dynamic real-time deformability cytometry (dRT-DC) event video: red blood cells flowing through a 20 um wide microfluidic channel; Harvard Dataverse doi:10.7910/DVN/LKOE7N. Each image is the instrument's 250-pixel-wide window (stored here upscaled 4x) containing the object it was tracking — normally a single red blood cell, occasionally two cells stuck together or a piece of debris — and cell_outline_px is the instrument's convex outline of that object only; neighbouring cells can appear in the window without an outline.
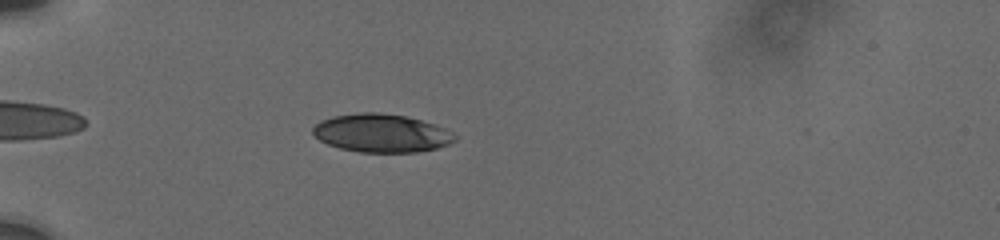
{"species": "human", "species_latin": "Homo sapiens", "temperature_condition": "cold", "stored_images_in_passage": 67, "camera_frame_rate_fps": 3000, "um_per_image_px": 0.085, "donor": {"sex": "male"}, "frame": {"image": 1, "passage_image": 9, "time_ms": 2.0, "image_size_px": [1000, 240], "cell_outline_px": [[456, 140], [448, 144], [436, 148], [416, 152], [360, 152], [340, 148], [328, 144], [320, 140], [312, 132], [312, 128], [320, 120], [332, 116], [360, 112], [380, 112], [404, 116], [420, 120], [444, 128], [452, 132], [456, 136]], "centroid_in_image_um": [32.4, 11.31], "position_along_channel_um": 52.6, "area_um2": 31.5}}
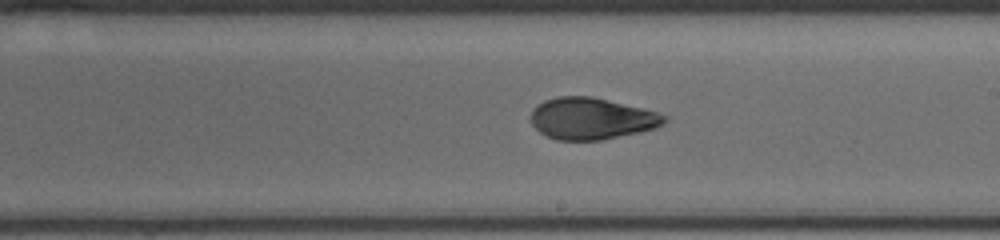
{"frame": {"image": 2, "passage_image": 38, "time_ms": 7.667, "image_size_px": [1000, 240], "cell_outline_px": [[668, 120], [664, 124], [656, 128], [640, 132], [600, 140], [556, 140], [540, 132], [532, 124], [532, 108], [536, 104], [544, 100], [556, 96], [592, 96], [656, 112], [668, 116]], "centroid_in_image_um": [50.27, 10.07], "position_along_channel_um": 238.7, "area_um2": 32.37}}
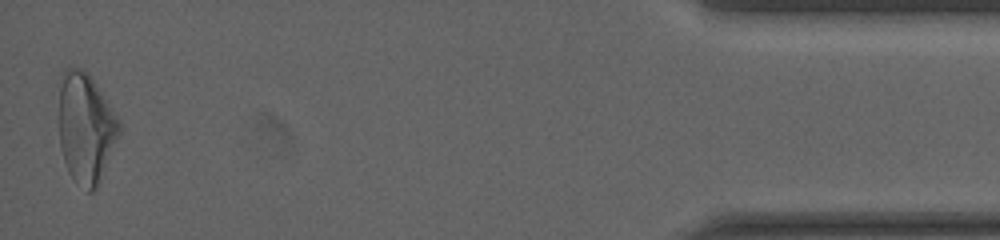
{"frame": {"image": 3, "passage_image": 67, "time_ms": 14.667, "image_size_px": [1000, 240], "cell_outline_px": [[120, 136], [96, 188], [92, 192], [88, 192], [76, 184], [68, 172], [60, 148], [60, 76], [64, 68], [68, 64], [80, 68], [88, 72], [116, 116], [120, 124]], "centroid_in_image_um": [7.27, 10.87], "position_along_channel_um": 427.9, "area_um2": 38.73}, "authors_computed_cell_mechanics": {"area_um2": 32.5992, "velocity_mm_per_s": 3.7447, "shape_relaxation_time_tau1_ms": 3.4876, "shape_relaxation_time_tau2_ms": 1.6448, "deformation_change_tau1": 0.1577, "deformation_change_tau2": 0.0761}}